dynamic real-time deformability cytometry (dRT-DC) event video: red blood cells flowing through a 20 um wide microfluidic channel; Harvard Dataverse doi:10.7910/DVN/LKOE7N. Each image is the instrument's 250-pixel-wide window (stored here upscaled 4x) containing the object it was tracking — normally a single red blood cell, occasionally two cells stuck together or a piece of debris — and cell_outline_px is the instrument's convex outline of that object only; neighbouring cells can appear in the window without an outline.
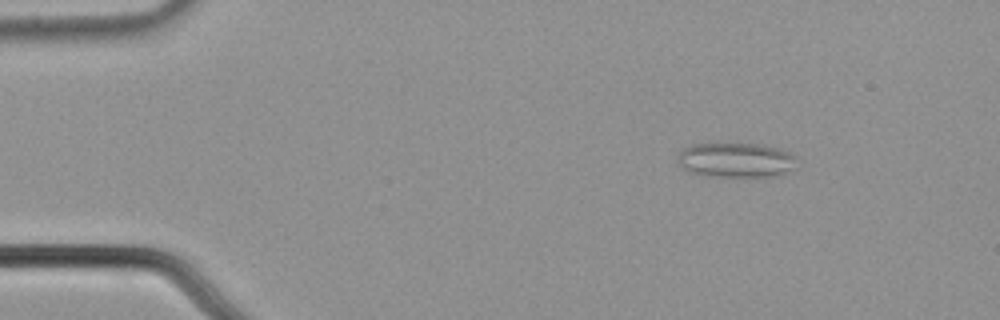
{"species": "common noctule bat (a hibernating species)", "species_latin": "Nyctalus noctula", "temperature_condition": "cold", "stored_images_in_passage": 49, "camera_frame_rate_fps": 3000, "um_per_image_px": 0.085, "animal": {"sex": "male", "body_mass_g": 21.5, "forearm_length_mm": 52.0}, "frame": {"image": 1, "passage_image": 1, "time_ms": 0.0, "image_size_px": [1000, 320], "cell_outline_px": [[796, 156], [792, 168], [784, 172], [772, 176], [720, 176], [688, 172], [680, 168], [680, 152], [684, 148], [692, 144], [756, 144], [776, 148], [788, 152]], "centroid_in_image_um": [62.52, 13.6], "position_along_channel_um": 22.5, "area_um2": 23.41}}
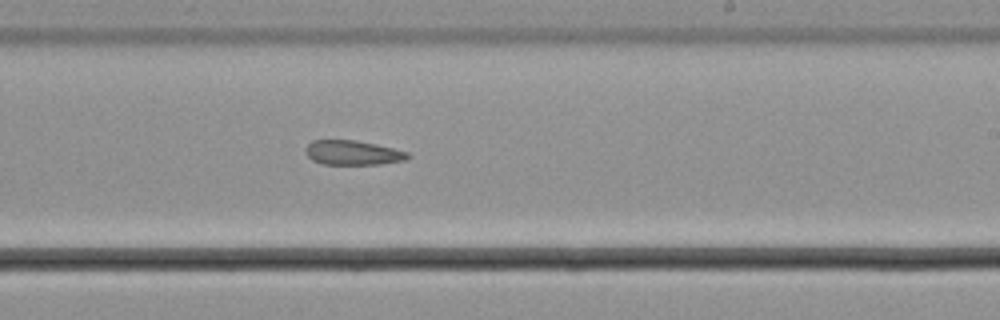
{"frame": {"image": 2, "passage_image": 27, "time_ms": 8.667, "image_size_px": [1000, 320], "cell_outline_px": [[412, 156], [404, 160], [380, 164], [324, 164], [312, 160], [304, 152], [304, 148], [312, 140], [356, 140], [376, 144], [408, 152]], "centroid_in_image_um": [29.96, 12.97], "position_along_channel_um": 259.0, "area_um2": 14.62}}
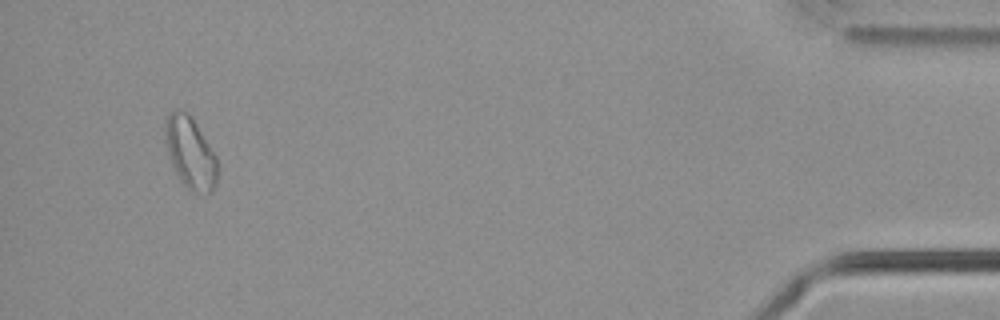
{"frame": {"image": 3, "passage_image": 46, "time_ms": 15.0, "image_size_px": [1000, 320], "cell_outline_px": [[216, 184], [212, 192], [208, 192], [188, 188], [184, 184], [172, 164], [164, 140], [168, 116], [172, 108], [176, 108], [184, 112], [196, 124], [216, 156]], "centroid_in_image_um": [16.16, 12.95], "position_along_channel_um": 419.0, "area_um2": 20.81}}